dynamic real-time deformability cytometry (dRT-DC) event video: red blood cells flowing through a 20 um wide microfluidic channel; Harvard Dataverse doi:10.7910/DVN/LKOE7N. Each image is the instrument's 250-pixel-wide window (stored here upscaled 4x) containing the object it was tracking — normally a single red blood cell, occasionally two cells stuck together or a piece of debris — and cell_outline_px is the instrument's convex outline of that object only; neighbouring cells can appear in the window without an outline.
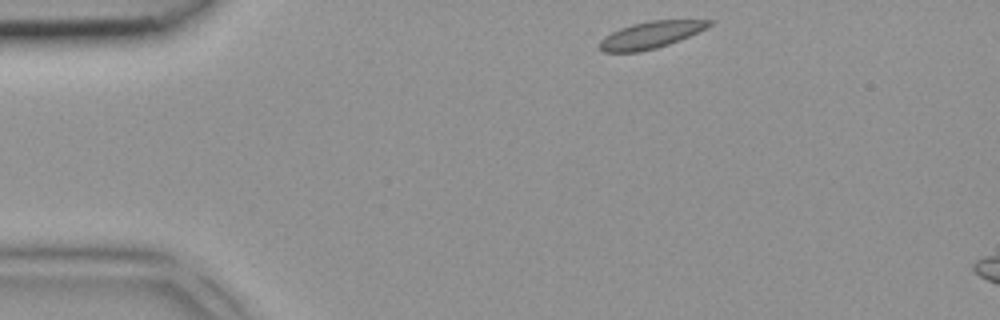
{"species": "common noctule bat (a hibernating species)", "species_latin": "Nyctalus noctula", "temperature_condition": "room temperature", "stored_images_in_passage": 3, "camera_frame_rate_fps": 3000, "um_per_image_px": 0.085, "animal": {"sex": "female", "body_mass_g": 18.4}, "frame": {"image": 1, "passage_image": 1, "time_ms": 0.0, "image_size_px": [1000, 320], "cell_outline_px": [[716, 20], [712, 24], [680, 40], [656, 48], [640, 52], [604, 52], [600, 48], [600, 40], [604, 36], [620, 28], [632, 24], [648, 20]], "centroid_in_image_um": [55.28, 2.96], "position_along_channel_um": 29.7, "area_um2": 16.99}}